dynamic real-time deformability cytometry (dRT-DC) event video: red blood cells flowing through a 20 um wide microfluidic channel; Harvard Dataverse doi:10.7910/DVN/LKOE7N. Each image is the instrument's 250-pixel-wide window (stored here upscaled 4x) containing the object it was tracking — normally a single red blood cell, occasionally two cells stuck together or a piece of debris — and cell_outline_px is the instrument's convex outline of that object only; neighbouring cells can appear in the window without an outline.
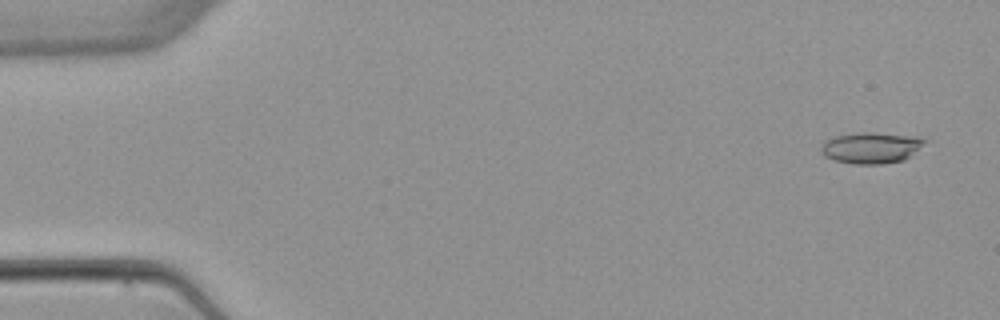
{"species": "common noctule bat (a hibernating species)", "species_latin": "Nyctalus noctula", "temperature_condition": "warm", "stored_images_in_passage": 5, "camera_frame_rate_fps": 3000, "um_per_image_px": 0.085, "animal": {"sex": "female", "body_mass_g": 22.7, "forearm_length_mm": 54.2}, "frame": {"image": 1, "passage_image": 1, "time_ms": 0.0, "image_size_px": [1000, 320], "cell_outline_px": [[928, 140], [912, 156], [904, 160], [880, 164], [852, 164], [832, 160], [824, 156], [820, 152], [820, 148], [828, 140], [836, 136], [860, 132], [872, 132], [920, 136]], "centroid_in_image_um": [74.09, 12.56], "position_along_channel_um": 10.9, "area_um2": 19.07}}
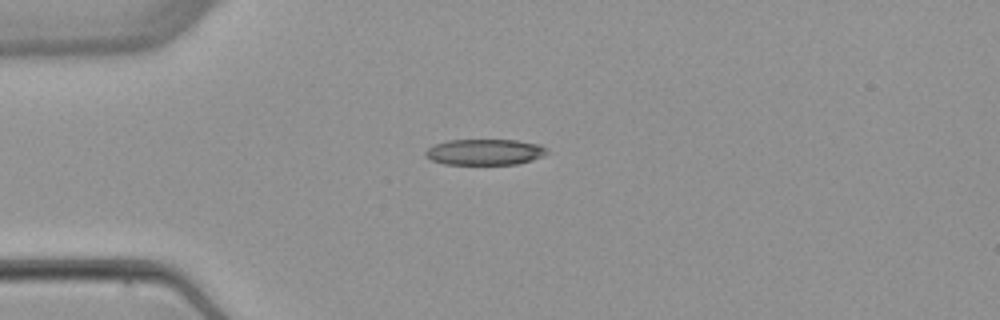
{"frame": {"image": 2, "passage_image": 4, "time_ms": 3.667, "image_size_px": [1000, 320], "cell_outline_px": [[548, 152], [544, 156], [532, 160], [516, 164], [444, 164], [432, 160], [424, 156], [424, 152], [428, 148], [436, 144], [448, 140], [516, 140], [540, 144]], "centroid_in_image_um": [41.2, 12.92], "position_along_channel_um": 43.8, "area_um2": 18.32}}
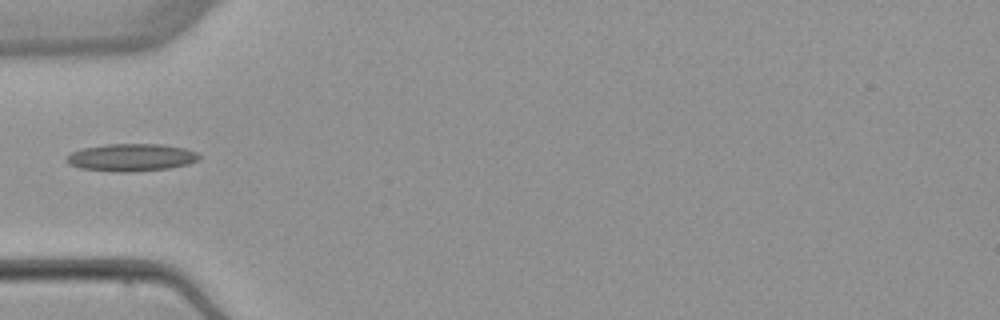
{"frame": {"image": 3, "passage_image": 5, "time_ms": 5.0, "image_size_px": [1000, 320], "cell_outline_px": [[200, 156], [196, 160], [188, 164], [168, 168], [124, 172], [120, 172], [80, 168], [68, 164], [68, 156], [72, 152], [84, 148], [104, 144], [160, 144], [184, 148], [196, 152]], "centroid_in_image_um": [11.15, 13.37], "position_along_channel_um": 73.8, "area_um2": 20.87}}